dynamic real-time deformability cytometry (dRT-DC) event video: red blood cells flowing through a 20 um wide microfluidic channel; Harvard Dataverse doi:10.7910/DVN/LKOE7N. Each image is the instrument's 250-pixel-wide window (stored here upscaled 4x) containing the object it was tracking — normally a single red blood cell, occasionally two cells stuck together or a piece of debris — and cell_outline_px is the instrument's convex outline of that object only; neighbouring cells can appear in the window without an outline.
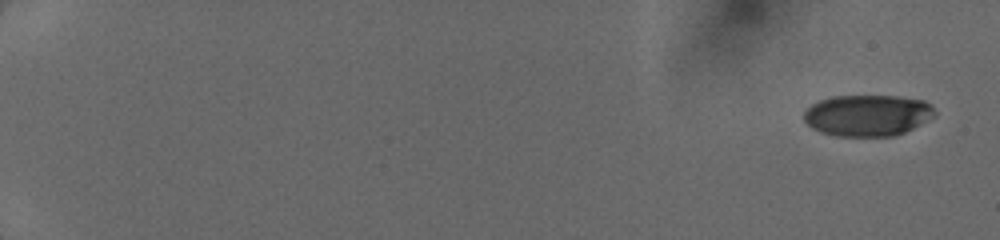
{"species": "human", "species_latin": "Homo sapiens", "temperature_condition": "cold", "stored_images_in_passage": 8, "camera_frame_rate_fps": 3000, "um_per_image_px": 0.085, "donor": {"sex": "female"}, "frame": {"image": 1, "passage_image": 1, "time_ms": 0.0, "image_size_px": [1000, 240], "cell_outline_px": [[936, 116], [904, 132], [892, 136], [836, 136], [820, 132], [812, 128], [804, 120], [804, 112], [812, 104], [820, 100], [832, 96], [896, 96], [924, 100], [936, 112]], "centroid_in_image_um": [73.73, 9.8], "position_along_channel_um": 11.3, "area_um2": 31.44}}
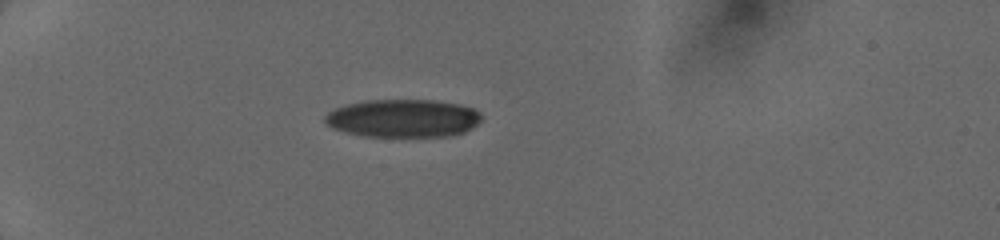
{"frame": {"image": 2, "passage_image": 6, "time_ms": 5.0, "image_size_px": [1000, 240], "cell_outline_px": [[480, 120], [472, 128], [464, 132], [452, 136], [364, 136], [344, 132], [332, 128], [324, 120], [324, 116], [328, 112], [336, 108], [348, 104], [364, 100], [432, 100], [456, 104], [472, 108], [480, 112]], "centroid_in_image_um": [34.24, 10.05], "position_along_channel_um": 50.8, "area_um2": 34.51}}